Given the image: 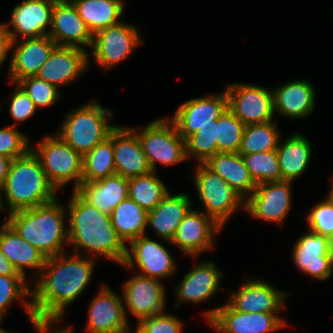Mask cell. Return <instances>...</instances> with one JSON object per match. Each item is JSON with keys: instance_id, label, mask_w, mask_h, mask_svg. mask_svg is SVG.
I'll use <instances>...</instances> for the list:
<instances>
[{"instance_id": "cell-1", "label": "cell", "mask_w": 333, "mask_h": 333, "mask_svg": "<svg viewBox=\"0 0 333 333\" xmlns=\"http://www.w3.org/2000/svg\"><path fill=\"white\" fill-rule=\"evenodd\" d=\"M65 254L46 258L34 279L30 299L36 317L62 319L68 306L84 292L92 278L96 258Z\"/></svg>"}, {"instance_id": "cell-2", "label": "cell", "mask_w": 333, "mask_h": 333, "mask_svg": "<svg viewBox=\"0 0 333 333\" xmlns=\"http://www.w3.org/2000/svg\"><path fill=\"white\" fill-rule=\"evenodd\" d=\"M67 205L68 245L74 247L73 253L92 258L101 255L123 264L127 245L113 227L110 215L84 201L74 190Z\"/></svg>"}, {"instance_id": "cell-3", "label": "cell", "mask_w": 333, "mask_h": 333, "mask_svg": "<svg viewBox=\"0 0 333 333\" xmlns=\"http://www.w3.org/2000/svg\"><path fill=\"white\" fill-rule=\"evenodd\" d=\"M65 208L56 198L41 206L9 213L5 221L45 258L54 257L64 253L68 245Z\"/></svg>"}, {"instance_id": "cell-4", "label": "cell", "mask_w": 333, "mask_h": 333, "mask_svg": "<svg viewBox=\"0 0 333 333\" xmlns=\"http://www.w3.org/2000/svg\"><path fill=\"white\" fill-rule=\"evenodd\" d=\"M57 190L48 181L39 159L30 150L25 156L11 161L8 176L2 186L8 214L52 202Z\"/></svg>"}, {"instance_id": "cell-5", "label": "cell", "mask_w": 333, "mask_h": 333, "mask_svg": "<svg viewBox=\"0 0 333 333\" xmlns=\"http://www.w3.org/2000/svg\"><path fill=\"white\" fill-rule=\"evenodd\" d=\"M113 115L111 109L103 108L96 100L89 101L68 112L56 134L83 156L106 139L117 126L109 124Z\"/></svg>"}, {"instance_id": "cell-6", "label": "cell", "mask_w": 333, "mask_h": 333, "mask_svg": "<svg viewBox=\"0 0 333 333\" xmlns=\"http://www.w3.org/2000/svg\"><path fill=\"white\" fill-rule=\"evenodd\" d=\"M31 151L39 159L48 181L57 191L71 181L75 190L82 182L83 156L69 146L58 134L46 135Z\"/></svg>"}, {"instance_id": "cell-7", "label": "cell", "mask_w": 333, "mask_h": 333, "mask_svg": "<svg viewBox=\"0 0 333 333\" xmlns=\"http://www.w3.org/2000/svg\"><path fill=\"white\" fill-rule=\"evenodd\" d=\"M193 180L199 200L205 208L203 213L212 217L221 227L239 208L245 211L246 200L204 163L195 166Z\"/></svg>"}, {"instance_id": "cell-8", "label": "cell", "mask_w": 333, "mask_h": 333, "mask_svg": "<svg viewBox=\"0 0 333 333\" xmlns=\"http://www.w3.org/2000/svg\"><path fill=\"white\" fill-rule=\"evenodd\" d=\"M131 128L137 133L153 172L157 170V162L169 166L187 160L185 140L169 117L155 119L142 129Z\"/></svg>"}, {"instance_id": "cell-9", "label": "cell", "mask_w": 333, "mask_h": 333, "mask_svg": "<svg viewBox=\"0 0 333 333\" xmlns=\"http://www.w3.org/2000/svg\"><path fill=\"white\" fill-rule=\"evenodd\" d=\"M205 320L218 333H272L287 326L277 313H246L235 310L228 302L205 311Z\"/></svg>"}, {"instance_id": "cell-10", "label": "cell", "mask_w": 333, "mask_h": 333, "mask_svg": "<svg viewBox=\"0 0 333 333\" xmlns=\"http://www.w3.org/2000/svg\"><path fill=\"white\" fill-rule=\"evenodd\" d=\"M228 109L246 126L273 121V92L266 87L232 83L225 87Z\"/></svg>"}, {"instance_id": "cell-11", "label": "cell", "mask_w": 333, "mask_h": 333, "mask_svg": "<svg viewBox=\"0 0 333 333\" xmlns=\"http://www.w3.org/2000/svg\"><path fill=\"white\" fill-rule=\"evenodd\" d=\"M138 27L119 22L102 29L93 35L91 55L104 70L126 60L143 41Z\"/></svg>"}, {"instance_id": "cell-12", "label": "cell", "mask_w": 333, "mask_h": 333, "mask_svg": "<svg viewBox=\"0 0 333 333\" xmlns=\"http://www.w3.org/2000/svg\"><path fill=\"white\" fill-rule=\"evenodd\" d=\"M122 297L126 319L128 313L139 320L164 312L166 286L156 278L134 273L122 284Z\"/></svg>"}, {"instance_id": "cell-13", "label": "cell", "mask_w": 333, "mask_h": 333, "mask_svg": "<svg viewBox=\"0 0 333 333\" xmlns=\"http://www.w3.org/2000/svg\"><path fill=\"white\" fill-rule=\"evenodd\" d=\"M175 262L165 246L143 235L128 244L126 258L121 266L129 270L138 267L141 271L138 274L162 281L176 273Z\"/></svg>"}, {"instance_id": "cell-14", "label": "cell", "mask_w": 333, "mask_h": 333, "mask_svg": "<svg viewBox=\"0 0 333 333\" xmlns=\"http://www.w3.org/2000/svg\"><path fill=\"white\" fill-rule=\"evenodd\" d=\"M292 184L286 180L257 184L245 201L246 213L258 220L282 224L291 209Z\"/></svg>"}, {"instance_id": "cell-15", "label": "cell", "mask_w": 333, "mask_h": 333, "mask_svg": "<svg viewBox=\"0 0 333 333\" xmlns=\"http://www.w3.org/2000/svg\"><path fill=\"white\" fill-rule=\"evenodd\" d=\"M222 229L212 217L191 208L177 227L170 245L178 247L186 256L197 257L214 248L215 236Z\"/></svg>"}, {"instance_id": "cell-16", "label": "cell", "mask_w": 333, "mask_h": 333, "mask_svg": "<svg viewBox=\"0 0 333 333\" xmlns=\"http://www.w3.org/2000/svg\"><path fill=\"white\" fill-rule=\"evenodd\" d=\"M293 262L304 274L326 280L333 274L332 241L309 230L295 242Z\"/></svg>"}, {"instance_id": "cell-17", "label": "cell", "mask_w": 333, "mask_h": 333, "mask_svg": "<svg viewBox=\"0 0 333 333\" xmlns=\"http://www.w3.org/2000/svg\"><path fill=\"white\" fill-rule=\"evenodd\" d=\"M227 108V95L224 92L192 98L180 104L169 119L175 124L179 135L185 140L202 127L212 124Z\"/></svg>"}, {"instance_id": "cell-18", "label": "cell", "mask_w": 333, "mask_h": 333, "mask_svg": "<svg viewBox=\"0 0 333 333\" xmlns=\"http://www.w3.org/2000/svg\"><path fill=\"white\" fill-rule=\"evenodd\" d=\"M97 295V296H96ZM88 305V333H130L123 297L104 284Z\"/></svg>"}, {"instance_id": "cell-19", "label": "cell", "mask_w": 333, "mask_h": 333, "mask_svg": "<svg viewBox=\"0 0 333 333\" xmlns=\"http://www.w3.org/2000/svg\"><path fill=\"white\" fill-rule=\"evenodd\" d=\"M53 6L54 3L49 0H23L14 6L10 22L5 23L11 41H18L20 36L24 39L47 36Z\"/></svg>"}, {"instance_id": "cell-20", "label": "cell", "mask_w": 333, "mask_h": 333, "mask_svg": "<svg viewBox=\"0 0 333 333\" xmlns=\"http://www.w3.org/2000/svg\"><path fill=\"white\" fill-rule=\"evenodd\" d=\"M89 53L75 46H55L36 74L60 88L69 85L88 69Z\"/></svg>"}, {"instance_id": "cell-21", "label": "cell", "mask_w": 333, "mask_h": 333, "mask_svg": "<svg viewBox=\"0 0 333 333\" xmlns=\"http://www.w3.org/2000/svg\"><path fill=\"white\" fill-rule=\"evenodd\" d=\"M288 295L264 280L246 278L239 290L231 293L227 302L241 312L278 313L285 310V299Z\"/></svg>"}, {"instance_id": "cell-22", "label": "cell", "mask_w": 333, "mask_h": 333, "mask_svg": "<svg viewBox=\"0 0 333 333\" xmlns=\"http://www.w3.org/2000/svg\"><path fill=\"white\" fill-rule=\"evenodd\" d=\"M224 273L214 261H200L187 272L174 290L177 296L175 308L182 303L207 302L221 290L220 281Z\"/></svg>"}, {"instance_id": "cell-23", "label": "cell", "mask_w": 333, "mask_h": 333, "mask_svg": "<svg viewBox=\"0 0 333 333\" xmlns=\"http://www.w3.org/2000/svg\"><path fill=\"white\" fill-rule=\"evenodd\" d=\"M56 43L47 35L37 38H27L19 42H11L12 57L8 65L9 82L36 76L39 69L48 59Z\"/></svg>"}, {"instance_id": "cell-24", "label": "cell", "mask_w": 333, "mask_h": 333, "mask_svg": "<svg viewBox=\"0 0 333 333\" xmlns=\"http://www.w3.org/2000/svg\"><path fill=\"white\" fill-rule=\"evenodd\" d=\"M48 36L57 46H75L86 50L93 43V34L70 3H54Z\"/></svg>"}, {"instance_id": "cell-25", "label": "cell", "mask_w": 333, "mask_h": 333, "mask_svg": "<svg viewBox=\"0 0 333 333\" xmlns=\"http://www.w3.org/2000/svg\"><path fill=\"white\" fill-rule=\"evenodd\" d=\"M113 152L116 174L129 179L152 172L138 135L131 127L117 125L113 129Z\"/></svg>"}, {"instance_id": "cell-26", "label": "cell", "mask_w": 333, "mask_h": 333, "mask_svg": "<svg viewBox=\"0 0 333 333\" xmlns=\"http://www.w3.org/2000/svg\"><path fill=\"white\" fill-rule=\"evenodd\" d=\"M272 92L275 114L297 120L307 117L315 108L316 91L306 79L289 81Z\"/></svg>"}, {"instance_id": "cell-27", "label": "cell", "mask_w": 333, "mask_h": 333, "mask_svg": "<svg viewBox=\"0 0 333 333\" xmlns=\"http://www.w3.org/2000/svg\"><path fill=\"white\" fill-rule=\"evenodd\" d=\"M191 206V197L185 192L175 195L169 192L152 211L147 213V225L154 229L161 240L169 244Z\"/></svg>"}, {"instance_id": "cell-28", "label": "cell", "mask_w": 333, "mask_h": 333, "mask_svg": "<svg viewBox=\"0 0 333 333\" xmlns=\"http://www.w3.org/2000/svg\"><path fill=\"white\" fill-rule=\"evenodd\" d=\"M84 201L110 215L128 198V179L115 174L94 182L82 181L74 190Z\"/></svg>"}, {"instance_id": "cell-29", "label": "cell", "mask_w": 333, "mask_h": 333, "mask_svg": "<svg viewBox=\"0 0 333 333\" xmlns=\"http://www.w3.org/2000/svg\"><path fill=\"white\" fill-rule=\"evenodd\" d=\"M0 249L18 273L25 278H27L25 269L35 271L34 280L45 264V256L23 240L6 221L0 227Z\"/></svg>"}, {"instance_id": "cell-30", "label": "cell", "mask_w": 333, "mask_h": 333, "mask_svg": "<svg viewBox=\"0 0 333 333\" xmlns=\"http://www.w3.org/2000/svg\"><path fill=\"white\" fill-rule=\"evenodd\" d=\"M282 180L294 181L305 173L312 158L311 142L301 133H293L276 149Z\"/></svg>"}, {"instance_id": "cell-31", "label": "cell", "mask_w": 333, "mask_h": 333, "mask_svg": "<svg viewBox=\"0 0 333 333\" xmlns=\"http://www.w3.org/2000/svg\"><path fill=\"white\" fill-rule=\"evenodd\" d=\"M204 164L245 200L254 192L257 184L253 181L239 153H216Z\"/></svg>"}, {"instance_id": "cell-32", "label": "cell", "mask_w": 333, "mask_h": 333, "mask_svg": "<svg viewBox=\"0 0 333 333\" xmlns=\"http://www.w3.org/2000/svg\"><path fill=\"white\" fill-rule=\"evenodd\" d=\"M72 3L93 35L121 22L125 8L124 0H73Z\"/></svg>"}, {"instance_id": "cell-33", "label": "cell", "mask_w": 333, "mask_h": 333, "mask_svg": "<svg viewBox=\"0 0 333 333\" xmlns=\"http://www.w3.org/2000/svg\"><path fill=\"white\" fill-rule=\"evenodd\" d=\"M112 225L125 244L146 235L147 212L129 197L110 214Z\"/></svg>"}, {"instance_id": "cell-34", "label": "cell", "mask_w": 333, "mask_h": 333, "mask_svg": "<svg viewBox=\"0 0 333 333\" xmlns=\"http://www.w3.org/2000/svg\"><path fill=\"white\" fill-rule=\"evenodd\" d=\"M115 174L112 130L106 139L83 155L82 181L94 182Z\"/></svg>"}, {"instance_id": "cell-35", "label": "cell", "mask_w": 333, "mask_h": 333, "mask_svg": "<svg viewBox=\"0 0 333 333\" xmlns=\"http://www.w3.org/2000/svg\"><path fill=\"white\" fill-rule=\"evenodd\" d=\"M168 193L167 186L156 172L128 179V197L147 213L152 211Z\"/></svg>"}, {"instance_id": "cell-36", "label": "cell", "mask_w": 333, "mask_h": 333, "mask_svg": "<svg viewBox=\"0 0 333 333\" xmlns=\"http://www.w3.org/2000/svg\"><path fill=\"white\" fill-rule=\"evenodd\" d=\"M281 131L273 121L246 125L239 149L240 155L274 151L281 139Z\"/></svg>"}, {"instance_id": "cell-37", "label": "cell", "mask_w": 333, "mask_h": 333, "mask_svg": "<svg viewBox=\"0 0 333 333\" xmlns=\"http://www.w3.org/2000/svg\"><path fill=\"white\" fill-rule=\"evenodd\" d=\"M27 278L24 276H3L0 275V322L5 319L8 314V307L13 301L23 304L29 319L33 317L31 299V288L27 286Z\"/></svg>"}, {"instance_id": "cell-38", "label": "cell", "mask_w": 333, "mask_h": 333, "mask_svg": "<svg viewBox=\"0 0 333 333\" xmlns=\"http://www.w3.org/2000/svg\"><path fill=\"white\" fill-rule=\"evenodd\" d=\"M245 125L228 109L216 120L217 153H238Z\"/></svg>"}, {"instance_id": "cell-39", "label": "cell", "mask_w": 333, "mask_h": 333, "mask_svg": "<svg viewBox=\"0 0 333 333\" xmlns=\"http://www.w3.org/2000/svg\"><path fill=\"white\" fill-rule=\"evenodd\" d=\"M242 157L256 184L282 181L276 150L242 155Z\"/></svg>"}, {"instance_id": "cell-40", "label": "cell", "mask_w": 333, "mask_h": 333, "mask_svg": "<svg viewBox=\"0 0 333 333\" xmlns=\"http://www.w3.org/2000/svg\"><path fill=\"white\" fill-rule=\"evenodd\" d=\"M187 159L193 157L198 163H205L217 153L216 120L202 127L185 139Z\"/></svg>"}, {"instance_id": "cell-41", "label": "cell", "mask_w": 333, "mask_h": 333, "mask_svg": "<svg viewBox=\"0 0 333 333\" xmlns=\"http://www.w3.org/2000/svg\"><path fill=\"white\" fill-rule=\"evenodd\" d=\"M28 94L36 108L54 105L61 97L60 89L37 76H28L17 82Z\"/></svg>"}, {"instance_id": "cell-42", "label": "cell", "mask_w": 333, "mask_h": 333, "mask_svg": "<svg viewBox=\"0 0 333 333\" xmlns=\"http://www.w3.org/2000/svg\"><path fill=\"white\" fill-rule=\"evenodd\" d=\"M16 127L13 124L0 128V154L12 160L25 156L31 150L28 136Z\"/></svg>"}, {"instance_id": "cell-43", "label": "cell", "mask_w": 333, "mask_h": 333, "mask_svg": "<svg viewBox=\"0 0 333 333\" xmlns=\"http://www.w3.org/2000/svg\"><path fill=\"white\" fill-rule=\"evenodd\" d=\"M326 200L318 202L307 215L309 230L333 241V205Z\"/></svg>"}, {"instance_id": "cell-44", "label": "cell", "mask_w": 333, "mask_h": 333, "mask_svg": "<svg viewBox=\"0 0 333 333\" xmlns=\"http://www.w3.org/2000/svg\"><path fill=\"white\" fill-rule=\"evenodd\" d=\"M133 333H182L183 322L177 316L161 313L141 319Z\"/></svg>"}, {"instance_id": "cell-45", "label": "cell", "mask_w": 333, "mask_h": 333, "mask_svg": "<svg viewBox=\"0 0 333 333\" xmlns=\"http://www.w3.org/2000/svg\"><path fill=\"white\" fill-rule=\"evenodd\" d=\"M14 85L16 88L10 95L9 113L12 119L17 123H21L34 116L37 108L25 90L18 83H14Z\"/></svg>"}, {"instance_id": "cell-46", "label": "cell", "mask_w": 333, "mask_h": 333, "mask_svg": "<svg viewBox=\"0 0 333 333\" xmlns=\"http://www.w3.org/2000/svg\"><path fill=\"white\" fill-rule=\"evenodd\" d=\"M61 318H43L33 316L30 318L31 323L40 333H72V325L67 328L60 329L56 331L57 327H60L57 323L60 324ZM58 325V326H57ZM56 327V329L54 328ZM55 329V331H54ZM53 330V331H52Z\"/></svg>"}, {"instance_id": "cell-47", "label": "cell", "mask_w": 333, "mask_h": 333, "mask_svg": "<svg viewBox=\"0 0 333 333\" xmlns=\"http://www.w3.org/2000/svg\"><path fill=\"white\" fill-rule=\"evenodd\" d=\"M11 37L5 24L0 23V68L4 64L8 53L11 52Z\"/></svg>"}, {"instance_id": "cell-48", "label": "cell", "mask_w": 333, "mask_h": 333, "mask_svg": "<svg viewBox=\"0 0 333 333\" xmlns=\"http://www.w3.org/2000/svg\"><path fill=\"white\" fill-rule=\"evenodd\" d=\"M0 275L23 276L14 268L13 264L5 257L0 249Z\"/></svg>"}, {"instance_id": "cell-49", "label": "cell", "mask_w": 333, "mask_h": 333, "mask_svg": "<svg viewBox=\"0 0 333 333\" xmlns=\"http://www.w3.org/2000/svg\"><path fill=\"white\" fill-rule=\"evenodd\" d=\"M12 159L0 154V186L2 187L8 176Z\"/></svg>"}, {"instance_id": "cell-50", "label": "cell", "mask_w": 333, "mask_h": 333, "mask_svg": "<svg viewBox=\"0 0 333 333\" xmlns=\"http://www.w3.org/2000/svg\"><path fill=\"white\" fill-rule=\"evenodd\" d=\"M331 186H330V191L328 193V195L326 196V198L332 203L333 205V178L331 180Z\"/></svg>"}, {"instance_id": "cell-51", "label": "cell", "mask_w": 333, "mask_h": 333, "mask_svg": "<svg viewBox=\"0 0 333 333\" xmlns=\"http://www.w3.org/2000/svg\"><path fill=\"white\" fill-rule=\"evenodd\" d=\"M3 196H2V187L0 186V210H2V211H5V210H7L6 208H4V202H3Z\"/></svg>"}, {"instance_id": "cell-52", "label": "cell", "mask_w": 333, "mask_h": 333, "mask_svg": "<svg viewBox=\"0 0 333 333\" xmlns=\"http://www.w3.org/2000/svg\"><path fill=\"white\" fill-rule=\"evenodd\" d=\"M53 3H70L72 2L73 0H49Z\"/></svg>"}, {"instance_id": "cell-53", "label": "cell", "mask_w": 333, "mask_h": 333, "mask_svg": "<svg viewBox=\"0 0 333 333\" xmlns=\"http://www.w3.org/2000/svg\"><path fill=\"white\" fill-rule=\"evenodd\" d=\"M0 333H12V332H7L5 329H3L2 327H0Z\"/></svg>"}]
</instances>
